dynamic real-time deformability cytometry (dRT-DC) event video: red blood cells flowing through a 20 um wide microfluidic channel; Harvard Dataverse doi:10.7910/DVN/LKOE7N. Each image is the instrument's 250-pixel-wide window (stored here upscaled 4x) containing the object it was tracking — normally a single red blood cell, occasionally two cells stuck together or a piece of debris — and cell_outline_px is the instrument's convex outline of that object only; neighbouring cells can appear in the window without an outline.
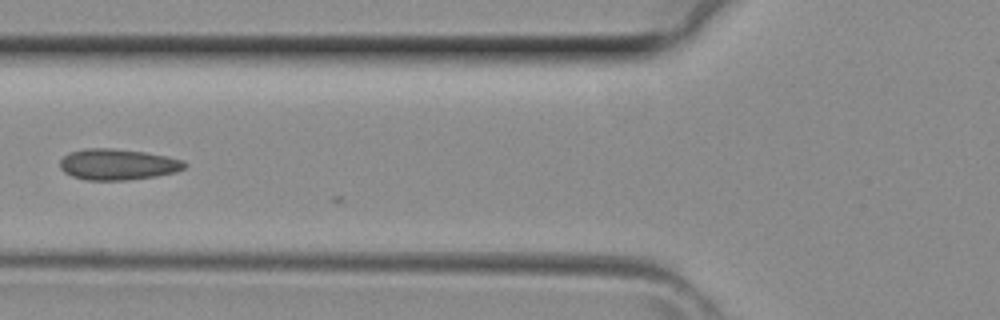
{"species": "common noctule bat (a hibernating species)", "species_latin": "Nyctalus noctula", "temperature_condition": "room temperature", "stored_images_in_passage": 18, "camera_frame_rate_fps": 3000, "um_per_image_px": 0.085, "animal": {"sex": "female", "body_mass_g": 29.2, "forearm_length_mm": 56.3}, "frame": {"image": 1, "passage_image": 15, "time_ms": 4.667, "image_size_px": [1000, 320], "cell_outline_px": [[188, 164], [184, 168], [176, 172], [156, 176], [128, 180], [88, 180], [72, 176], [64, 172], [60, 168], [60, 160], [68, 152], [84, 148], [112, 148], [144, 152], [168, 156], [184, 160]], "centroid_in_image_um": [10.01, 13.97], "position_along_channel_um": 115.8, "area_um2": 22.72}}
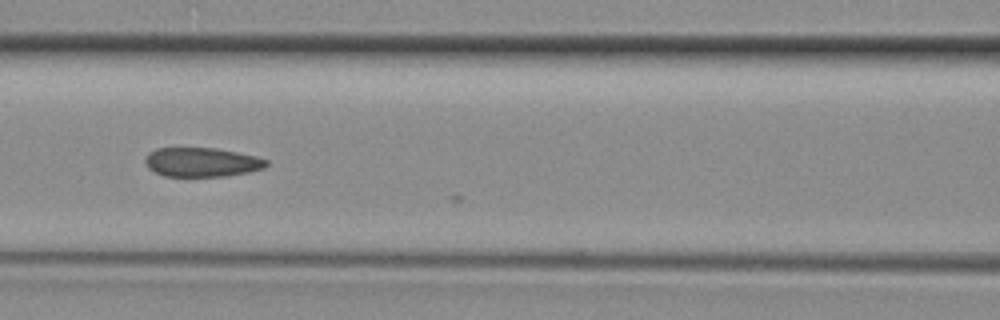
{"frame": {"image": 2, "passage_image": 17, "time_ms": 5.333, "image_size_px": [1000, 320], "cell_outline_px": [[268, 164], [264, 168], [248, 172], [224, 176], [164, 176], [148, 168], [144, 160], [144, 156], [148, 152], [156, 148], [216, 148], [256, 156], [268, 160]], "centroid_in_image_um": [17.12, 13.78], "position_along_channel_um": 149.5, "area_um2": 20.63}}